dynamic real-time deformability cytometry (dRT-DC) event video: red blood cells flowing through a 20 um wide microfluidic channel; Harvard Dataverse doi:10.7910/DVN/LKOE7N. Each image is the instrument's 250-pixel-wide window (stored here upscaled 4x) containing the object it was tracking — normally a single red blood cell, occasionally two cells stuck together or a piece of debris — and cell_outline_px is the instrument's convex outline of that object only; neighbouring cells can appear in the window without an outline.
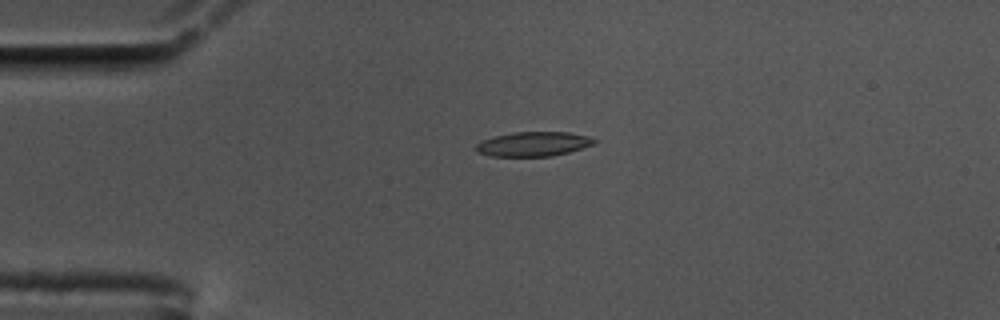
{"species": "common noctule bat (a hibernating species)", "species_latin": "Nyctalus noctula", "temperature_condition": "cold", "stored_images_in_passage": 46, "segment_of_instrument_passage": [1, 2], "camera_frame_rate_fps": 3000, "um_per_image_px": 0.085, "animal": {"sex": "male", "body_mass_g": 17.5, "forearm_length_mm": 52.3}, "frame": {"image": 1, "passage_image": 1, "time_ms": 0.0, "image_size_px": [1000, 320], "cell_outline_px": [[600, 140], [596, 144], [568, 152], [552, 156], [492, 156], [476, 152], [476, 144], [484, 140], [496, 136], [512, 132], [568, 132], [588, 136]], "centroid_in_image_um": [45.4, 12.24], "position_along_channel_um": 39.6, "area_um2": 16.88}}
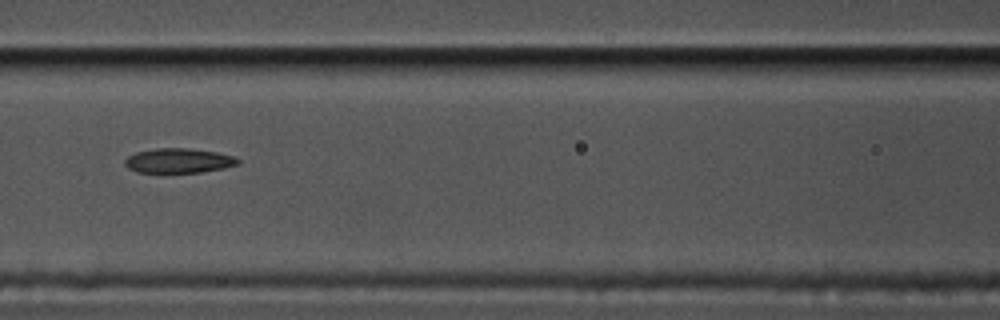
{"frame": {"image": 2, "passage_image": 13, "time_ms": 4.0, "image_size_px": [1000, 320], "cell_outline_px": [[240, 164], [224, 168], [200, 172], [136, 172], [128, 168], [124, 164], [124, 160], [128, 156], [136, 152], [156, 148], [188, 148], [216, 152], [232, 156], [240, 160]], "centroid_in_image_um": [15.17, 13.65], "position_along_channel_um": 151.4, "area_um2": 16.18}}
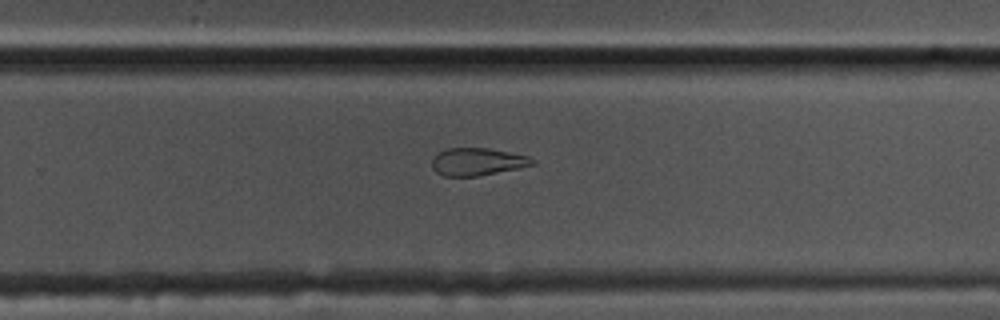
{"frame": {"image": 3, "passage_image": 25, "time_ms": 8.0, "image_size_px": [1000, 320], "cell_outline_px": [[536, 164], [520, 168], [480, 176], [444, 176], [436, 172], [432, 168], [432, 160], [440, 152], [448, 148], [488, 148], [528, 156], [536, 160]], "centroid_in_image_um": [40.61, 13.76], "position_along_channel_um": 289.2, "area_um2": 16.13}}